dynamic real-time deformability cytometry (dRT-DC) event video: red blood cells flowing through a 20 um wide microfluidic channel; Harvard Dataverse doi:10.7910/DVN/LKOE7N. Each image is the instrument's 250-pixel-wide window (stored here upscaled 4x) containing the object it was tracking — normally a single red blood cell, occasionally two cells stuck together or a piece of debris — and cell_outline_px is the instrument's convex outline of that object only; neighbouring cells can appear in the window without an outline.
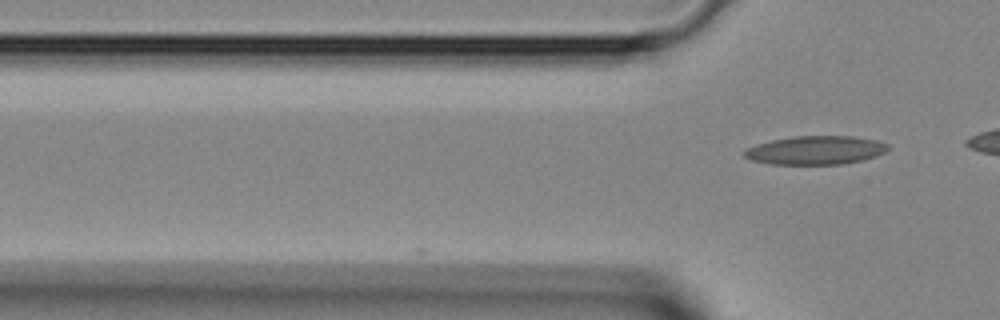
{"species": "Egyptian fruit bat (a non-hibernating species)", "species_latin": "Rousettus aegyptiacus", "temperature_condition": "room temperature", "stored_images_in_passage": 2, "camera_frame_rate_fps": 3000, "um_per_image_px": 0.085, "animal": {"sex": "female"}, "frame": {"image": 1, "passage_image": 2, "time_ms": 0.333, "image_size_px": [1000, 320], "cell_outline_px": [[892, 148], [876, 156], [864, 160], [844, 164], [772, 164], [752, 160], [744, 156], [744, 152], [748, 148], [756, 144], [772, 140], [792, 136], [852, 136], [876, 140], [888, 144]], "centroid_in_image_um": [69.37, 12.77], "position_along_channel_um": 56.4, "area_um2": 23.99}}